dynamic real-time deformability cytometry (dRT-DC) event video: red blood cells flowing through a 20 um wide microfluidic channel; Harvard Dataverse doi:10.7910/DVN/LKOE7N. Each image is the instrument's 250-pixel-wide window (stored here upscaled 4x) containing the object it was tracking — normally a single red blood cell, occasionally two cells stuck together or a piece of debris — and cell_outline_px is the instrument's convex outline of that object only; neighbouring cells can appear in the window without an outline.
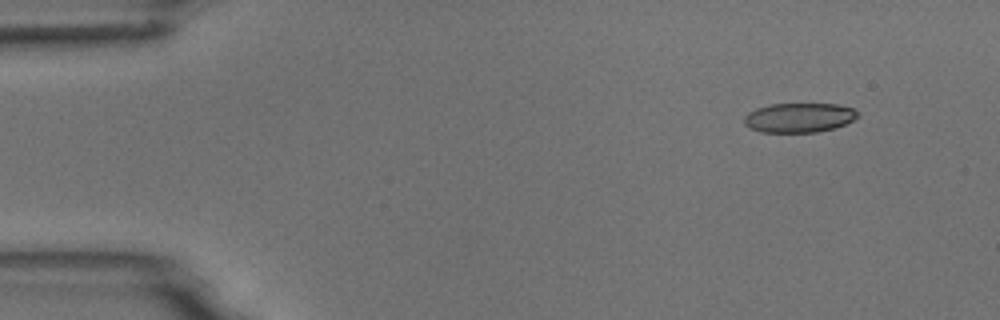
{"species": "common noctule bat (a hibernating species)", "species_latin": "Nyctalus noctula", "temperature_condition": "room temperature", "stored_images_in_passage": 5, "camera_frame_rate_fps": 3000, "um_per_image_px": 0.085, "animal": {"sex": "male", "body_mass_g": 18.8}, "frame": {"image": 1, "passage_image": 1, "time_ms": 0.0, "image_size_px": [1000, 320], "cell_outline_px": [[860, 116], [836, 128], [816, 132], [760, 132], [744, 124], [744, 116], [748, 112], [756, 108], [772, 104], [836, 104], [852, 108]], "centroid_in_image_um": [67.91, 10.0], "position_along_channel_um": 17.1, "area_um2": 19.42}}
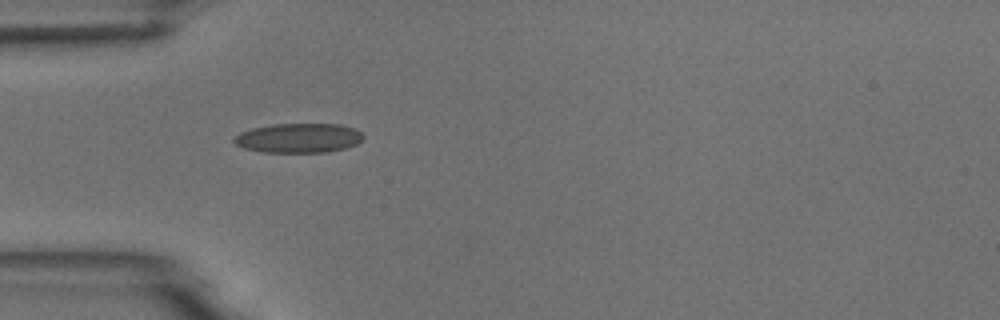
{"frame": {"image": 2, "passage_image": 4, "time_ms": 3.667, "image_size_px": [1000, 320], "cell_outline_px": [[364, 136], [356, 144], [344, 148], [324, 152], [264, 152], [244, 148], [236, 144], [232, 140], [232, 136], [240, 132], [252, 128], [272, 124], [340, 124], [356, 128]], "centroid_in_image_um": [25.35, 11.72], "position_along_channel_um": 59.7, "area_um2": 22.2}}